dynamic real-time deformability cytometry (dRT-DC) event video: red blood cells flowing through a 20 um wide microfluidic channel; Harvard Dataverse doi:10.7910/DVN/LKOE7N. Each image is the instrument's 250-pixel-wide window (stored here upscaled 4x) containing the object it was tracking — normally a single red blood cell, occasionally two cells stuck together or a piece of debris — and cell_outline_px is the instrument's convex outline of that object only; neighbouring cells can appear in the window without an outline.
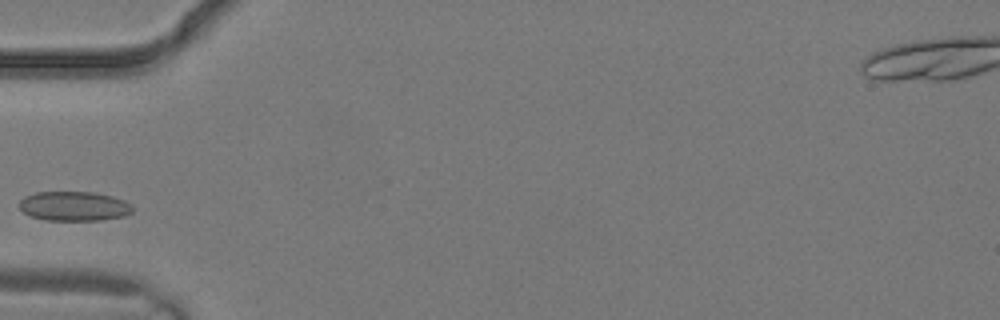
{"species": "common noctule bat (a hibernating species)", "species_latin": "Nyctalus noctula", "temperature_condition": "warm", "stored_images_in_passage": 5, "camera_frame_rate_fps": 3000, "um_per_image_px": 0.085, "animal": {"sex": "male", "body_mass_g": 19.2, "forearm_length_mm": 51.8}, "frame": {"image": 1, "passage_image": 5, "time_ms": 1.333, "image_size_px": [1000, 320], "cell_outline_px": [[136, 208], [132, 212], [124, 216], [100, 220], [44, 220], [32, 216], [24, 212], [16, 204], [24, 196], [36, 192], [92, 192], [112, 196], [124, 200], [132, 204]], "centroid_in_image_um": [6.3, 17.52], "position_along_channel_um": 78.7, "area_um2": 19.65}}